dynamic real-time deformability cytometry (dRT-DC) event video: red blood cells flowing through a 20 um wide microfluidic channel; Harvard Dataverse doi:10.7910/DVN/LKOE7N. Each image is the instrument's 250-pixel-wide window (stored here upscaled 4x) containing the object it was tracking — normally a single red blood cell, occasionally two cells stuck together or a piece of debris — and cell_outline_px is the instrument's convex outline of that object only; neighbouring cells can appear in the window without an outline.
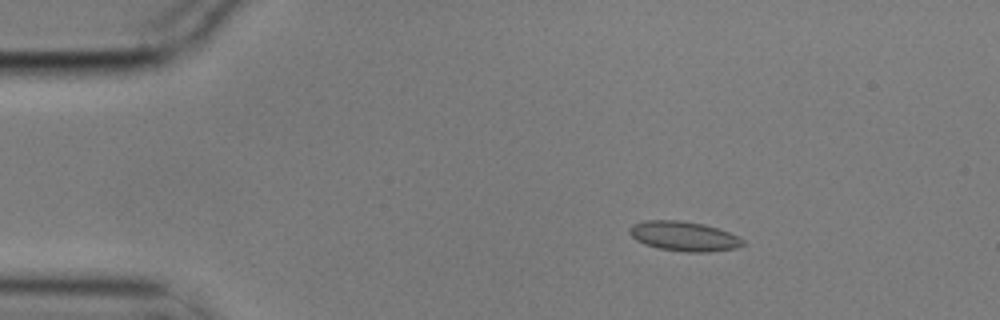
{"species": "common noctule bat (a hibernating species)", "species_latin": "Nyctalus noctula", "temperature_condition": "cold", "stored_images_in_passage": 5, "camera_frame_rate_fps": 3000, "um_per_image_px": 0.085, "animal": {"sex": "male", "body_mass_g": 17.9}, "frame": {"image": 1, "passage_image": 3, "time_ms": 0.667, "image_size_px": [1000, 320], "cell_outline_px": [[744, 244], [736, 248], [708, 252], [684, 252], [656, 248], [644, 244], [636, 240], [628, 232], [628, 228], [632, 224], [644, 220], [680, 220], [704, 224], [728, 232], [744, 240]], "centroid_in_image_um": [58.08, 20.08], "position_along_channel_um": 26.9, "area_um2": 19.71}}
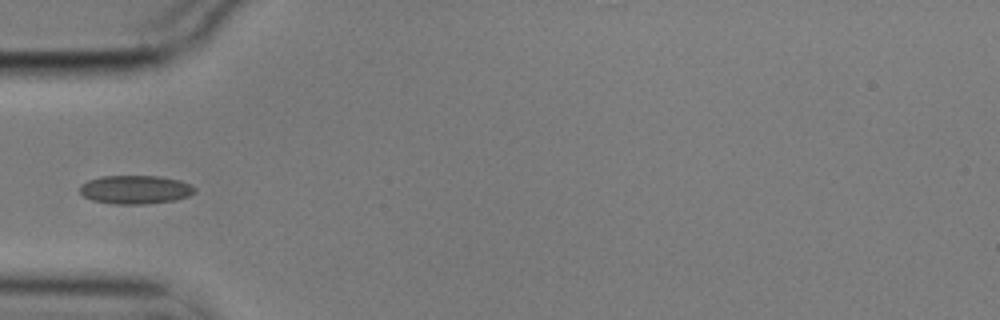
{"frame": {"image": 2, "passage_image": 5, "time_ms": 1.333, "image_size_px": [1000, 320], "cell_outline_px": [[196, 192], [188, 196], [176, 200], [148, 204], [116, 204], [92, 200], [84, 196], [80, 192], [80, 184], [88, 180], [100, 176], [160, 176], [180, 180], [192, 184], [196, 188]], "centroid_in_image_um": [11.54, 16.11], "position_along_channel_um": 73.5, "area_um2": 19.36}}